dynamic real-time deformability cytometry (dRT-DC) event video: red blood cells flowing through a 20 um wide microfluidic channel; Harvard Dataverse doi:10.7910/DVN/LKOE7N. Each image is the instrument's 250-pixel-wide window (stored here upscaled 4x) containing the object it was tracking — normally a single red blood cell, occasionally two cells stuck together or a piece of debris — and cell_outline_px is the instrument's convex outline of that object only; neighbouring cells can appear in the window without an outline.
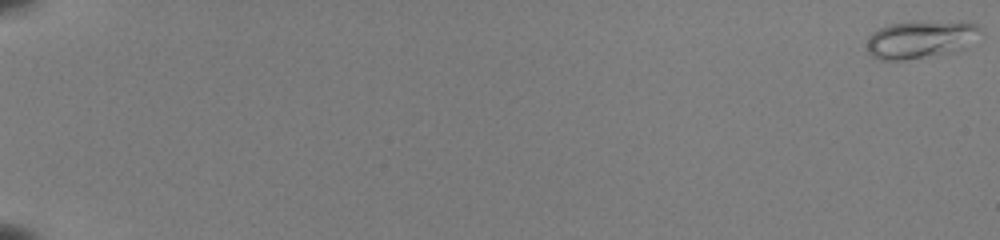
{"species": "common noctule bat (a hibernating species)", "species_latin": "Nyctalus noctula", "temperature_condition": "room temperature", "stored_images_in_passage": 54, "camera_frame_rate_fps": 3000, "um_per_image_px": 0.085, "animal": {"sex": "female", "body_mass_g": 22.0, "forearm_length_mm": 56.7}, "frame": {"image": 1, "passage_image": 1, "time_ms": 0.0, "image_size_px": [1000, 240], "cell_outline_px": [[984, 32], [964, 48], [956, 52], [904, 60], [880, 60], [872, 56], [868, 52], [868, 36], [872, 32], [888, 24], [916, 20], [976, 24], [984, 28]], "centroid_in_image_um": [78.26, 3.34], "position_along_channel_um": 6.7, "area_um2": 25.32}}
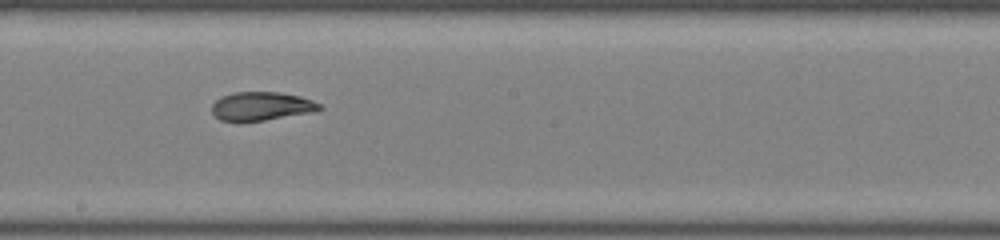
{"frame": {"image": 2, "passage_image": 34, "time_ms": 11.0, "image_size_px": [1000, 240], "cell_outline_px": [[324, 108], [316, 112], [264, 120], [220, 120], [212, 112], [212, 104], [220, 96], [236, 92], [280, 92], [300, 96], [312, 100], [320, 104]], "centroid_in_image_um": [22.27, 9.01], "position_along_channel_um": 225.9, "area_um2": 17.86}}
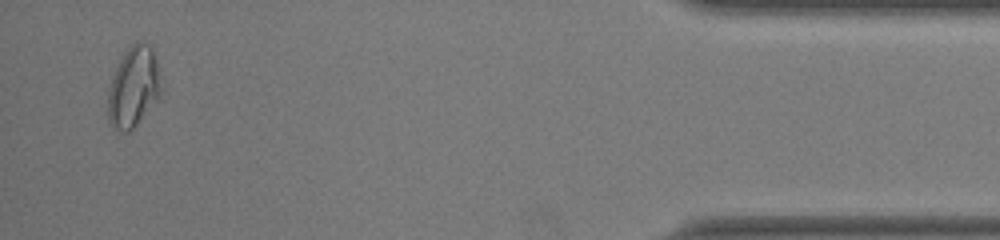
{"frame": {"image": 3, "passage_image": 53, "time_ms": 17.333, "image_size_px": [1000, 240], "cell_outline_px": [[164, 88], [160, 96], [136, 124], [128, 132], [124, 132], [112, 128], [108, 120], [108, 88], [112, 76], [124, 52], [136, 40], [140, 40], [148, 44], [152, 48], [156, 60]], "centroid_in_image_um": [11.36, 7.37], "position_along_channel_um": 423.8, "area_um2": 25.14}, "authors_computed_cell_mechanics": {"area_um2": 19.4497, "velocity_mm_per_s": 4.0095, "shape_relaxation_time_tau1_ms": 9.9385, "shape_relaxation_time_tau2_ms": 1.4539, "deformation_change_tau1": 0.2916, "deformation_change_tau2": 0.0717}}